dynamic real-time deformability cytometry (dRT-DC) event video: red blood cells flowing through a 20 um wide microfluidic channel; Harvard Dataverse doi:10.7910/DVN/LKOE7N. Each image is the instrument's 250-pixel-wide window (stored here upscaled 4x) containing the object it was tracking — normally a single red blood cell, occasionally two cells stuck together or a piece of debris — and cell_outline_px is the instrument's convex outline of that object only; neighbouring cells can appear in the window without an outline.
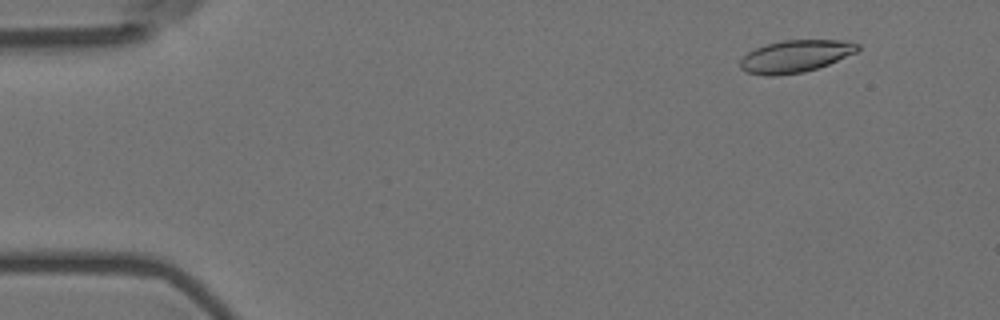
{"species": "Egyptian fruit bat (a non-hibernating species)", "species_latin": "Rousettus aegyptiacus", "temperature_condition": "room temperature", "stored_images_in_passage": 57, "camera_frame_rate_fps": 3000, "um_per_image_px": 0.085, "animal": {"sex": "female"}, "frame": {"image": 1, "passage_image": 6, "time_ms": 1.667, "image_size_px": [1000, 320], "cell_outline_px": [[860, 48], [856, 52], [828, 64], [804, 72], [772, 76], [764, 76], [748, 72], [740, 68], [740, 60], [748, 52], [756, 48], [768, 44], [784, 40], [840, 40], [860, 44]], "centroid_in_image_um": [67.6, 4.78], "position_along_channel_um": 17.4, "area_um2": 21.85}}
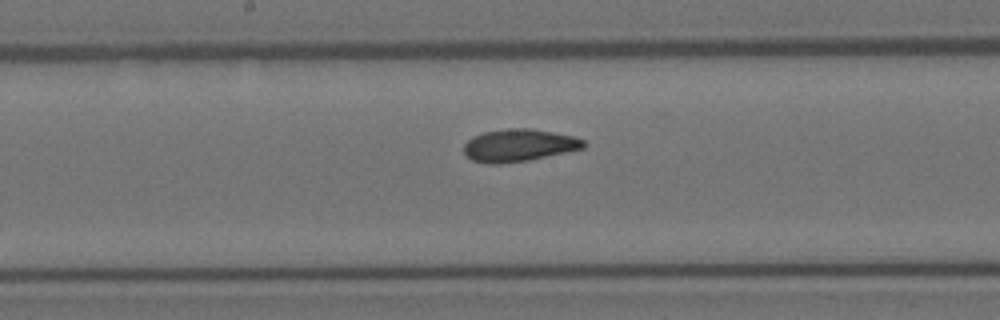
{"frame": {"image": 2, "passage_image": 30, "time_ms": 9.667, "image_size_px": [1000, 320], "cell_outline_px": [[588, 144], [584, 148], [528, 160], [500, 164], [488, 164], [472, 160], [464, 152], [464, 144], [472, 136], [484, 132], [508, 128], [528, 128], [552, 132], [572, 136], [584, 140]], "centroid_in_image_um": [44.09, 12.35], "position_along_channel_um": 204.1, "area_um2": 22.54}}
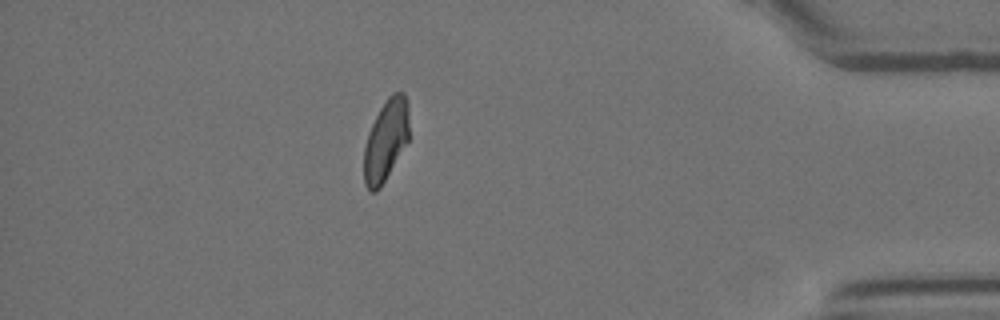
{"frame": {"image": 3, "passage_image": 50, "time_ms": 16.333, "image_size_px": [1000, 320], "cell_outline_px": [[408, 140], [380, 188], [376, 192], [368, 192], [364, 184], [364, 148], [368, 132], [380, 108], [388, 96], [392, 92], [404, 92], [408, 104]], "centroid_in_image_um": [32.78, 11.93], "position_along_channel_um": 402.4, "area_um2": 21.33}, "authors_computed_cell_mechanics": {"area_um2": 22.1952, "velocity_mm_per_s": 3.6057, "shape_relaxation_time_tau1_ms": 4.4895, "shape_relaxation_time_tau2_ms": 1.6652, "deformation_change_tau1": 0.1375, "deformation_change_tau2": 0.0628}}